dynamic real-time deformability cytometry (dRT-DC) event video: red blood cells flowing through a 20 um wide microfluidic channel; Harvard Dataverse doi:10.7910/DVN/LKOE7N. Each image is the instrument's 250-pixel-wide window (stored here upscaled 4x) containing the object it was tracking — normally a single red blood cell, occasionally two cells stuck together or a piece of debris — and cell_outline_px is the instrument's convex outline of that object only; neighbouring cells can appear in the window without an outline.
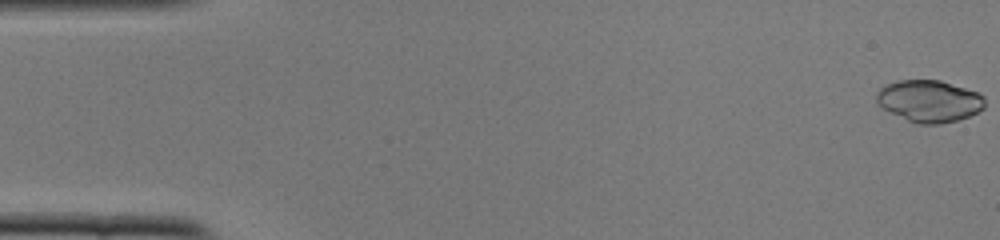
{"species": "common noctule bat (a hibernating species)", "species_latin": "Nyctalus noctula", "temperature_condition": "cold", "stored_images_in_passage": 51, "camera_frame_rate_fps": 3000, "um_per_image_px": 0.085, "animal": {"sex": "female", "body_mass_g": 22.0, "forearm_length_mm": 56.7}, "frame": {"image": 1, "passage_image": 1, "time_ms": 0.0, "image_size_px": [1000, 240], "cell_outline_px": [[984, 108], [968, 116], [956, 120], [940, 124], [916, 124], [884, 108], [876, 100], [876, 92], [880, 88], [896, 80], [940, 80], [980, 92], [984, 96]], "centroid_in_image_um": [79.01, 8.57], "position_along_channel_um": 6.0, "area_um2": 26.3}}